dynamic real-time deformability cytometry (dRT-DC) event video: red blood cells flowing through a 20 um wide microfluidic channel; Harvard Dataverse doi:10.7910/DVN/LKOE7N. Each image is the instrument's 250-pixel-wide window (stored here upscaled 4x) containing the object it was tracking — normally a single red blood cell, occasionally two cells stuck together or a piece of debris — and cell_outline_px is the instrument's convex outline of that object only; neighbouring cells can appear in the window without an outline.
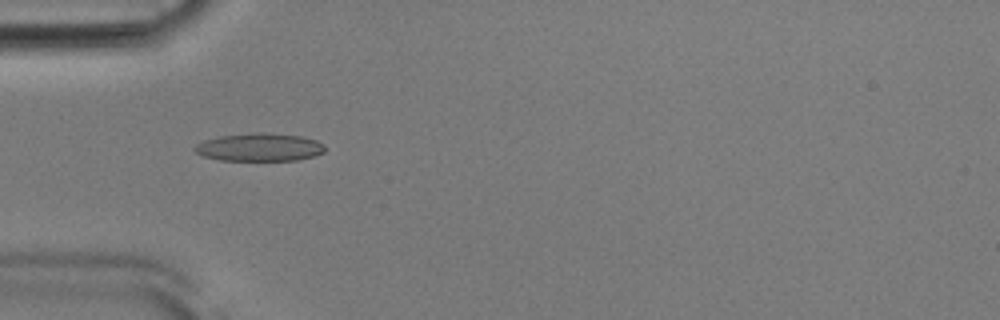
{"species": "Egyptian fruit bat (a non-hibernating species)", "species_latin": "Rousettus aegyptiacus", "temperature_condition": "room temperature", "stored_images_in_passage": 52, "camera_frame_rate_fps": 3000, "um_per_image_px": 0.085, "animal": {"sex": "male"}, "frame": {"image": 1, "passage_image": 16, "time_ms": 5.0, "image_size_px": [1000, 320], "cell_outline_px": [[324, 152], [312, 156], [296, 160], [220, 160], [204, 156], [196, 152], [192, 148], [196, 144], [204, 140], [220, 136], [252, 132], [264, 132], [300, 136], [316, 140], [324, 144]], "centroid_in_image_um": [22.03, 12.5], "position_along_channel_um": 63.0, "area_um2": 21.15}}
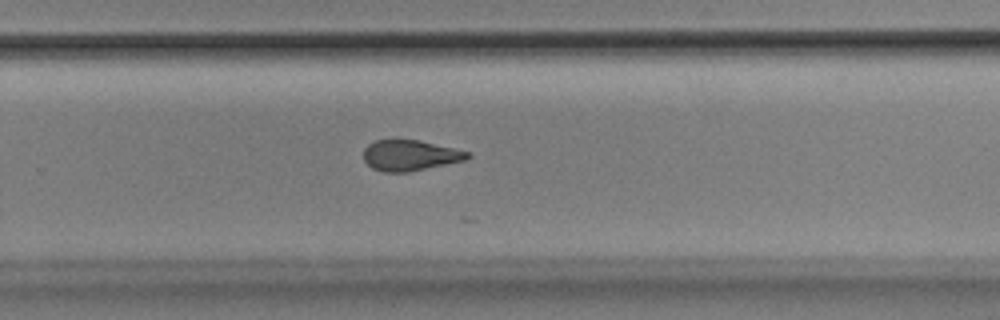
{"frame": {"image": 2, "passage_image": 34, "time_ms": 11.0, "image_size_px": [1000, 320], "cell_outline_px": [[472, 156], [464, 160], [408, 172], [384, 172], [372, 168], [364, 160], [364, 148], [368, 144], [376, 140], [420, 140], [468, 152]], "centroid_in_image_um": [34.82, 13.21], "position_along_channel_um": 295.0, "area_um2": 18.32}}
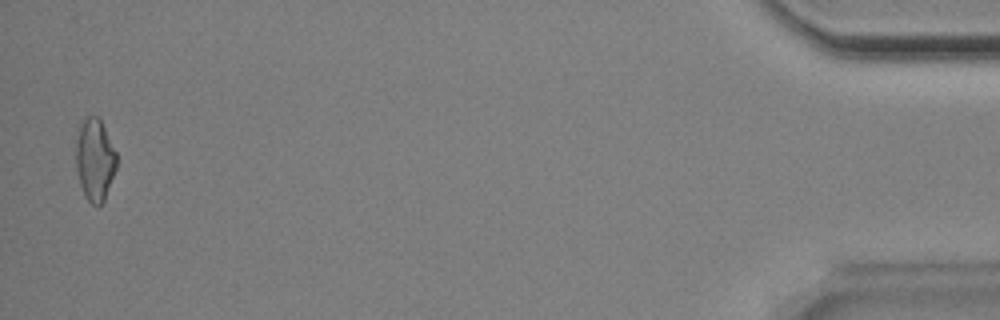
{"frame": {"image": 3, "passage_image": 51, "time_ms": 16.667, "image_size_px": [1000, 320], "cell_outline_px": [[116, 168], [104, 200], [100, 204], [92, 204], [88, 200], [80, 184], [76, 168], [76, 144], [80, 120], [84, 116], [96, 116], [100, 120], [116, 152]], "centroid_in_image_um": [8.04, 13.53], "position_along_channel_um": 427.2, "area_um2": 19.19}, "authors_computed_cell_mechanics": {"area_um2": 19.652, "velocity_mm_per_s": 3.9062, "shape_relaxation_time_tau1_ms": 3.7686, "shape_relaxation_time_tau2_ms": 3.203, "deformation_change_tau1": 0.1355, "deformation_change_tau2": 0.1196}}